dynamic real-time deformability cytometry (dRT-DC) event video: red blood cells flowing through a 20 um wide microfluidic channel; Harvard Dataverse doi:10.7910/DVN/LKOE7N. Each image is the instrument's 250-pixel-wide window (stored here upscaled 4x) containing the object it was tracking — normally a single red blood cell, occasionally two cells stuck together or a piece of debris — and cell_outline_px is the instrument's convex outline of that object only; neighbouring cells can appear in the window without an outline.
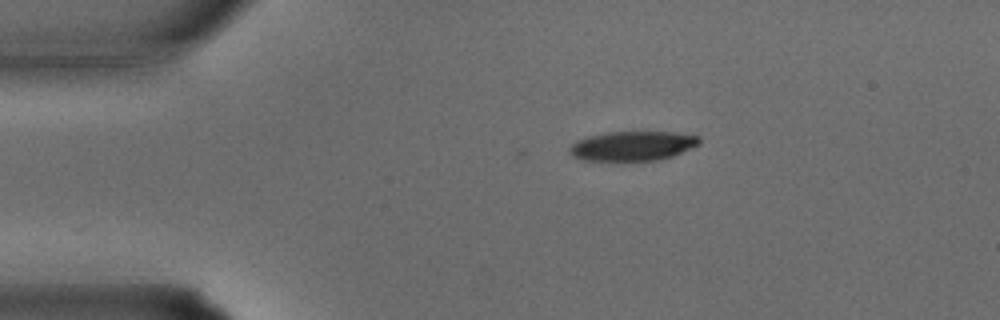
{"species": "common noctule bat (a hibernating species)", "species_latin": "Nyctalus noctula", "temperature_condition": "warm", "stored_images_in_passage": 5, "camera_frame_rate_fps": 3000, "um_per_image_px": 0.085, "animal": {"sex": "male", "body_mass_g": 15.6}, "frame": {"image": 1, "passage_image": 1, "time_ms": 0.0, "image_size_px": [1000, 320], "cell_outline_px": [[700, 144], [672, 156], [660, 160], [580, 160], [572, 156], [568, 152], [568, 148], [576, 140], [584, 136], [608, 132], [676, 132], [700, 136]], "centroid_in_image_um": [53.73, 12.39], "position_along_channel_um": 31.3, "area_um2": 22.48}}